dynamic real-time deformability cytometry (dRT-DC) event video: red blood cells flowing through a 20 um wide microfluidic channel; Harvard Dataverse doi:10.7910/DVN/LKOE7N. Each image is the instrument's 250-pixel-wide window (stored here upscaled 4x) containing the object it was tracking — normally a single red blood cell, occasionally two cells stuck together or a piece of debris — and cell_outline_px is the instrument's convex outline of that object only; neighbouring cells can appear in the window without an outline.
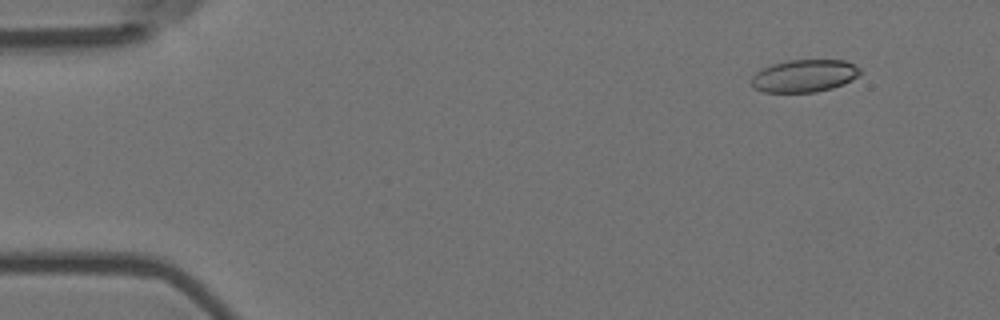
{"species": "Egyptian fruit bat (a non-hibernating species)", "species_latin": "Rousettus aegyptiacus", "temperature_condition": "room temperature", "stored_images_in_passage": 54, "camera_frame_rate_fps": 3000, "um_per_image_px": 0.085, "animal": {"sex": "female"}, "frame": {"image": 1, "passage_image": 5, "time_ms": 1.333, "image_size_px": [1000, 320], "cell_outline_px": [[860, 72], [852, 80], [844, 84], [832, 88], [816, 92], [764, 92], [752, 88], [752, 76], [756, 72], [772, 64], [788, 60], [844, 60], [860, 68]], "centroid_in_image_um": [68.35, 6.45], "position_along_channel_um": 16.7, "area_um2": 20.52}}
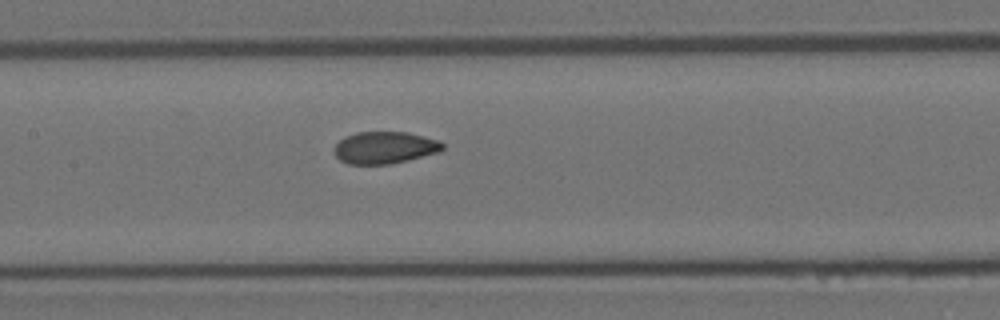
{"frame": {"image": 2, "passage_image": 26, "time_ms": 8.333, "image_size_px": [1000, 320], "cell_outline_px": [[444, 148], [440, 152], [392, 164], [348, 164], [340, 160], [336, 156], [336, 144], [344, 136], [356, 132], [408, 132], [440, 140], [444, 144]], "centroid_in_image_um": [32.74, 12.54], "position_along_channel_um": 174.7, "area_um2": 20.35}}
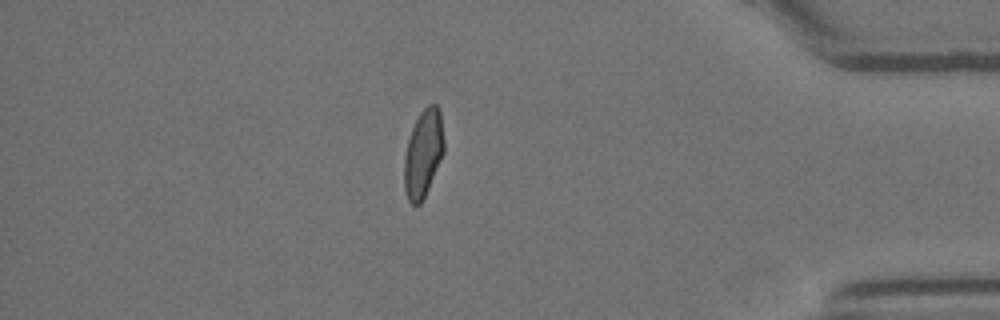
{"frame": {"image": 3, "passage_image": 47, "time_ms": 15.333, "image_size_px": [1000, 320], "cell_outline_px": [[444, 152], [428, 188], [420, 204], [416, 208], [408, 200], [404, 188], [404, 156], [408, 140], [412, 128], [420, 112], [428, 104], [436, 104], [440, 108], [444, 140]], "centroid_in_image_um": [35.97, 13.03], "position_along_channel_um": 399.2, "area_um2": 20.35}, "authors_computed_cell_mechanics": {"area_um2": 20.7791, "velocity_mm_per_s": 3.7304, "shape_relaxation_time_tau1_ms": 4.8607, "shape_relaxation_time_tau2_ms": 1.1637, "deformation_change_tau1": 0.1447, "deformation_change_tau2": 0.0593}}